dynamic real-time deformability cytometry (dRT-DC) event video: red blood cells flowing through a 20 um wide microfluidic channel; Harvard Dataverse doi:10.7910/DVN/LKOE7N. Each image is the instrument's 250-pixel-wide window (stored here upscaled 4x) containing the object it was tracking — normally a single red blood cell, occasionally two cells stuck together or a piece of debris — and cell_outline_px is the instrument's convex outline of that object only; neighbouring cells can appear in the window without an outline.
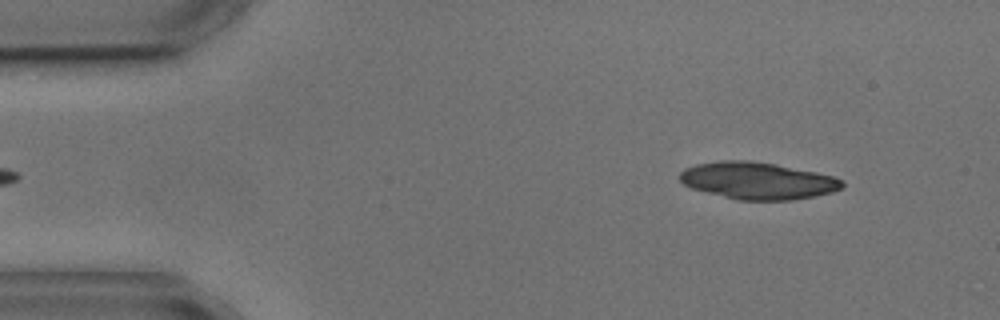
{"species": "common noctule bat (a hibernating species)", "species_latin": "Nyctalus noctula", "temperature_condition": "cold", "stored_images_in_passage": 5, "segment_of_instrument_passage": [2, 2], "camera_frame_rate_fps": 3000, "um_per_image_px": 0.085, "animal": {"sex": "male", "body_mass_g": 17.9, "forearm_length_mm": 54.2}, "frame": {"image": 1, "passage_image": 5, "time_ms": 5.0, "image_size_px": [1000, 320], "cell_outline_px": [[844, 184], [840, 188], [832, 192], [792, 200], [740, 200], [692, 188], [684, 184], [680, 180], [680, 172], [684, 168], [696, 164], [720, 160], [748, 160], [776, 164], [816, 172], [832, 176], [844, 180]], "centroid_in_image_um": [64.39, 15.34], "position_along_channel_um": 20.6, "area_um2": 34.8}}